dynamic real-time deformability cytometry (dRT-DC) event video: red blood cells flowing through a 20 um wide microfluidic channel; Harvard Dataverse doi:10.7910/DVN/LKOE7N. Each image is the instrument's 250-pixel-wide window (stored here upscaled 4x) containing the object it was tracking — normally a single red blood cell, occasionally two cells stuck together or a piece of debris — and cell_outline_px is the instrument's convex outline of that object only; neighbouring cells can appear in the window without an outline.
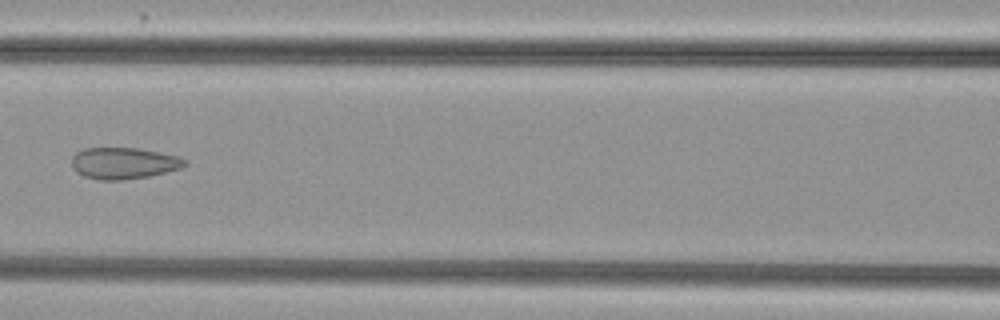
{"species": "common noctule bat (a hibernating species)", "species_latin": "Nyctalus noctula", "temperature_condition": "cold", "stored_images_in_passage": 7, "camera_frame_rate_fps": 3000, "um_per_image_px": 0.085, "animal": {"sex": "female", "body_mass_g": 29.2, "forearm_length_mm": 56.3}, "frame": {"image": 1, "passage_image": 7, "time_ms": 2.0, "image_size_px": [1000, 320], "cell_outline_px": [[188, 164], [180, 168], [148, 176], [120, 180], [100, 180], [84, 176], [76, 172], [72, 168], [72, 156], [76, 152], [84, 148], [136, 148], [176, 156], [184, 160]], "centroid_in_image_um": [10.44, 13.87], "position_along_channel_um": 156.2, "area_um2": 20.46}}